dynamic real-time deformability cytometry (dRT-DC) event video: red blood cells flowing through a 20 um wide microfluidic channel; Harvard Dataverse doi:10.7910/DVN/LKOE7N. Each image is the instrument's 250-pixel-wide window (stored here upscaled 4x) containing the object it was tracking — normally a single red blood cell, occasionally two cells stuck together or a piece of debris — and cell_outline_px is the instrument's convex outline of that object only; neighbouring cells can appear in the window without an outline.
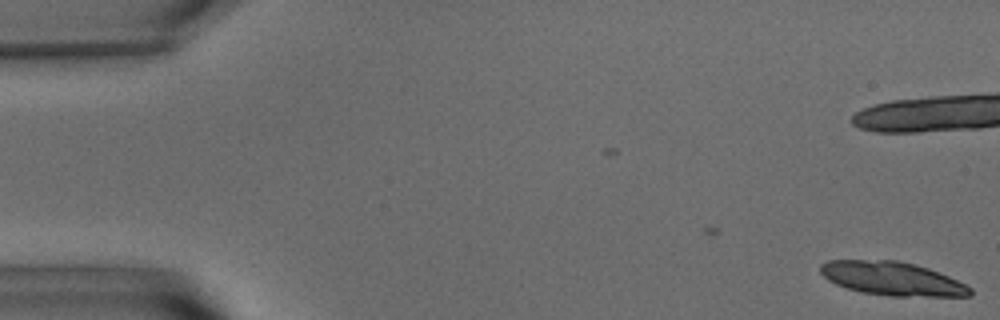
{"species": "common noctule bat (a hibernating species)", "species_latin": "Nyctalus noctula", "temperature_condition": "warm", "stored_images_in_passage": 15, "camera_frame_rate_fps": 3000, "um_per_image_px": 0.085, "animal": {"sex": "male", "body_mass_g": 15.6}, "frame": {"image": 1, "passage_image": 1, "time_ms": 0.0, "image_size_px": [1000, 320], "cell_outline_px": [[972, 296], [892, 296], [860, 292], [836, 284], [828, 280], [820, 272], [820, 264], [828, 260], [900, 260], [916, 264], [928, 268], [948, 276], [972, 288]], "centroid_in_image_um": [75.83, 23.67], "position_along_channel_um": 9.2, "area_um2": 29.3}}